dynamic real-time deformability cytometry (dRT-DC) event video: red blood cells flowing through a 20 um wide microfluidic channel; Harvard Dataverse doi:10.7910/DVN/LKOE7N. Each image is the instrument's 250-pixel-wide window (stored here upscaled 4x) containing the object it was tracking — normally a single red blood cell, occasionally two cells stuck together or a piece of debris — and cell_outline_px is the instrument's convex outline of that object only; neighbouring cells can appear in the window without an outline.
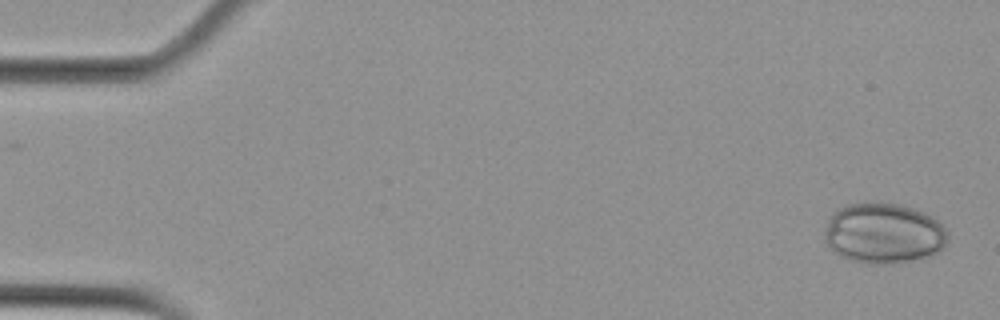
{"species": "Egyptian fruit bat (a non-hibernating species)", "species_latin": "Rousettus aegyptiacus", "temperature_condition": "cold", "stored_images_in_passage": 5, "camera_frame_rate_fps": 3000, "um_per_image_px": 0.085, "animal": {"sex": "female"}, "frame": {"image": 1, "passage_image": 1, "time_ms": 0.0, "image_size_px": [1000, 320], "cell_outline_px": [[948, 240], [944, 248], [940, 252], [920, 260], [892, 264], [868, 264], [848, 260], [840, 256], [824, 240], [824, 228], [832, 212], [848, 204], [872, 200], [880, 200], [900, 204], [924, 212], [936, 220], [948, 232]], "centroid_in_image_um": [75.12, 19.82], "position_along_channel_um": 9.9, "area_um2": 44.56}}